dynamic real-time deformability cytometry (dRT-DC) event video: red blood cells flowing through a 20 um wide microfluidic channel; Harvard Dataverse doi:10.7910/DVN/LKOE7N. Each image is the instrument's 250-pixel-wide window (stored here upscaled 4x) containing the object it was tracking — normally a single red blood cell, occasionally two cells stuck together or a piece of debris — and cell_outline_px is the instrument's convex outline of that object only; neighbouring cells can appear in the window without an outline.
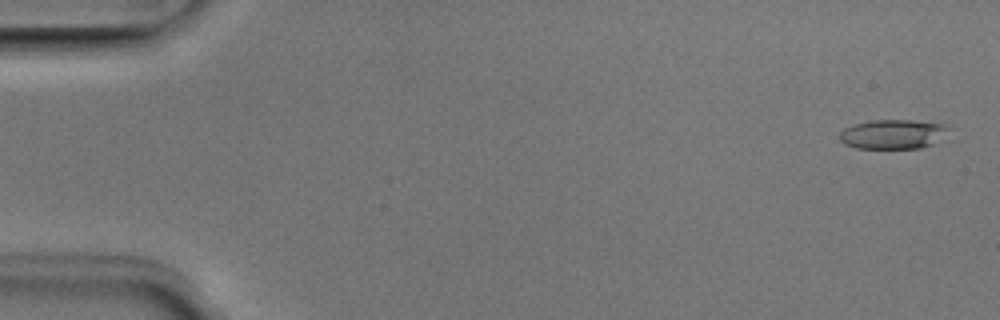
{"species": "Egyptian fruit bat (a non-hibernating species)", "species_latin": "Rousettus aegyptiacus", "temperature_condition": "room temperature", "stored_images_in_passage": 51, "camera_frame_rate_fps": 3000, "um_per_image_px": 0.085, "animal": {"sex": "male"}, "frame": {"image": 1, "passage_image": 2, "time_ms": 0.333, "image_size_px": [1000, 320], "cell_outline_px": [[956, 140], [920, 148], [856, 148], [844, 144], [840, 140], [840, 132], [844, 128], [852, 124], [872, 120], [912, 120], [948, 124]], "centroid_in_image_um": [76.15, 11.41], "position_along_channel_um": 8.8, "area_um2": 19.94}}
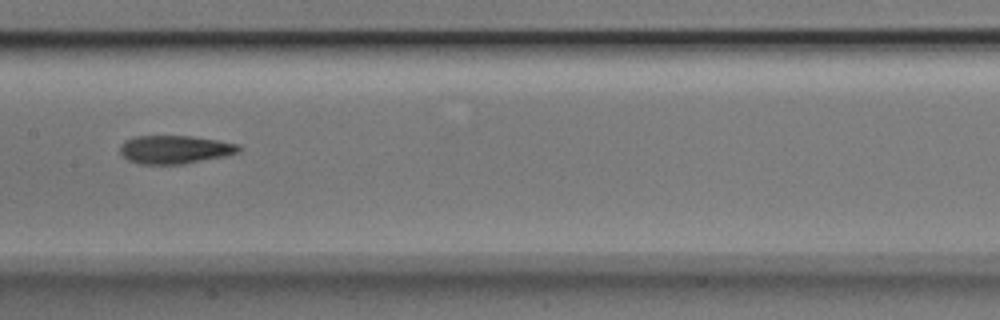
{"frame": {"image": 2, "passage_image": 26, "time_ms": 8.333, "image_size_px": [1000, 320], "cell_outline_px": [[240, 152], [224, 156], [180, 164], [140, 164], [128, 160], [120, 152], [120, 144], [124, 140], [136, 136], [192, 136], [240, 144]], "centroid_in_image_um": [14.84, 12.7], "position_along_channel_um": 192.6, "area_um2": 19.48}}
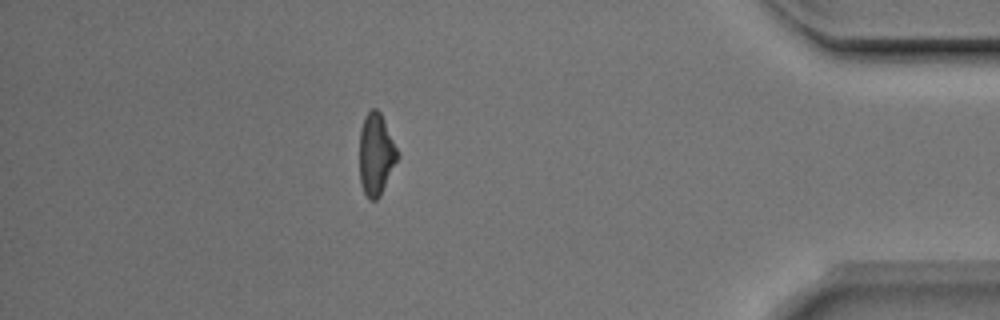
{"frame": {"image": 3, "passage_image": 45, "time_ms": 14.667, "image_size_px": [1000, 320], "cell_outline_px": [[400, 156], [380, 196], [376, 200], [368, 200], [360, 184], [360, 128], [364, 116], [372, 108], [376, 108], [380, 112]], "centroid_in_image_um": [31.95, 13.14], "position_along_channel_um": 403.2, "area_um2": 18.15}, "authors_computed_cell_mechanics": {"area_um2": 18.9584, "velocity_mm_per_s": 3.9985, "shape_relaxation_time_tau1_ms": 5.5114, "shape_relaxation_time_tau2_ms": 2.9597, "deformation_change_tau1": 0.1962, "deformation_change_tau2": 0.1208}}